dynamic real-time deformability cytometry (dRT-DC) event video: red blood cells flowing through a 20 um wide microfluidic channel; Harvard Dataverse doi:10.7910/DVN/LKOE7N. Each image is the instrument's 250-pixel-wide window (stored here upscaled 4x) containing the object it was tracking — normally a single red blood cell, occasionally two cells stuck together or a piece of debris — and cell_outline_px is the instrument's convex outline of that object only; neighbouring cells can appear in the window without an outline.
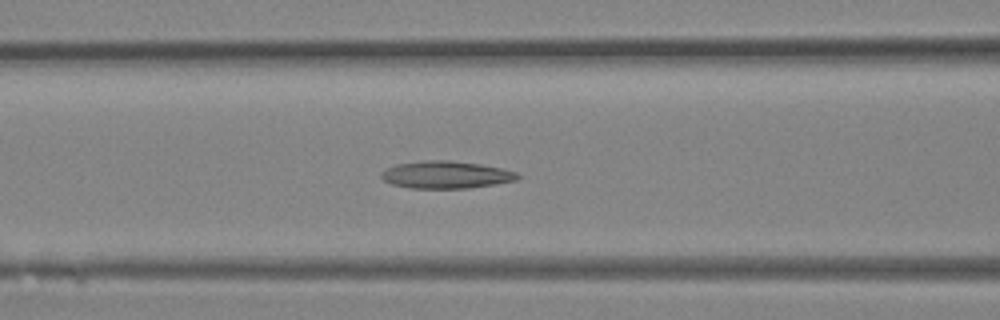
{"species": "Egyptian fruit bat (a non-hibernating species)", "species_latin": "Rousettus aegyptiacus", "temperature_condition": "room temperature", "stored_images_in_passage": 34, "camera_frame_rate_fps": 3000, "um_per_image_px": 0.085, "animal": {"sex": "female"}, "frame": {"image": 1, "passage_image": 13, "time_ms": 4.0, "image_size_px": [1000, 320], "cell_outline_px": [[520, 176], [516, 180], [496, 184], [468, 188], [408, 188], [392, 184], [384, 180], [380, 176], [380, 172], [396, 164], [428, 160], [448, 160], [480, 164], [500, 168], [516, 172]], "centroid_in_image_um": [37.89, 14.86], "position_along_channel_um": 128.7, "area_um2": 21.62}}
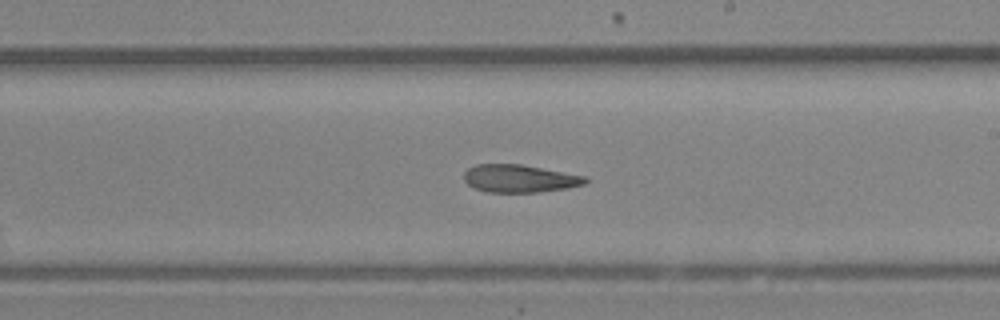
{"frame": {"image": 2, "passage_image": 19, "time_ms": 6.0, "image_size_px": [1000, 320], "cell_outline_px": [[588, 180], [584, 184], [568, 188], [536, 192], [488, 192], [476, 188], [468, 184], [464, 180], [464, 172], [468, 168], [476, 164], [520, 164], [588, 176]], "centroid_in_image_um": [44.18, 15.17], "position_along_channel_um": 244.8, "area_um2": 19.59}}
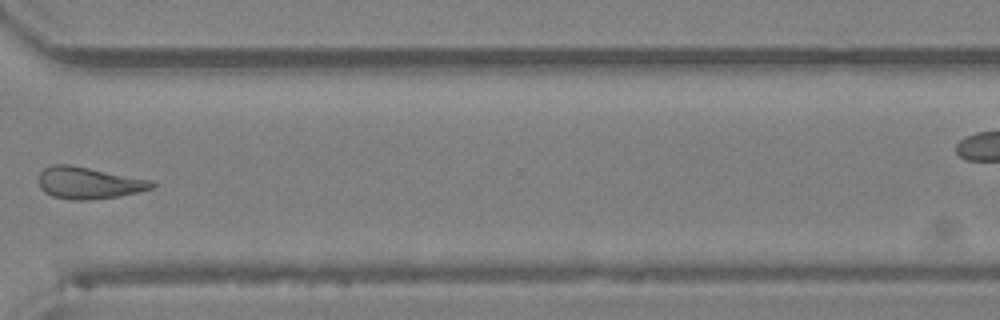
{"frame": {"image": 3, "passage_image": 25, "time_ms": 8.0, "image_size_px": [1000, 320], "cell_outline_px": [[156, 184], [152, 188], [120, 196], [88, 200], [68, 200], [52, 196], [44, 192], [40, 188], [40, 172], [44, 168], [52, 164], [68, 164], [152, 180]], "centroid_in_image_um": [7.52, 15.55], "position_along_channel_um": 363.1, "area_um2": 20.92}}